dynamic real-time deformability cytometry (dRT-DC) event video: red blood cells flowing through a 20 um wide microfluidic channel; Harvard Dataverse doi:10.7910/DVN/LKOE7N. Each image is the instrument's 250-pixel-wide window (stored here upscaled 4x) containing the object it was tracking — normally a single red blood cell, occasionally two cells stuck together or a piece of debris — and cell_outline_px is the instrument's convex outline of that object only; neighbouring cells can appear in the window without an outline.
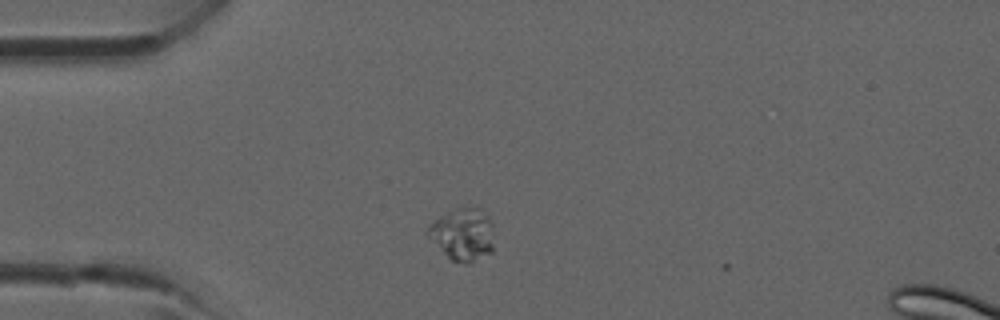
{"species": "common noctule bat (a hibernating species)", "species_latin": "Nyctalus noctula", "temperature_condition": "room temperature", "stored_images_in_passage": 7, "camera_frame_rate_fps": 3000, "um_per_image_px": 0.085, "animal": {"sex": "male", "forearm_length_mm": 52.5}, "frame": {"image": 1, "passage_image": 2, "time_ms": 0.333, "image_size_px": [1000, 320], "cell_outline_px": [[492, 252], [472, 264], [468, 264], [452, 260], [428, 236], [428, 224], [440, 216], [460, 208], [480, 208], [488, 216], [492, 224]], "centroid_in_image_um": [39.36, 19.94], "position_along_channel_um": 45.6, "area_um2": 19.83}}
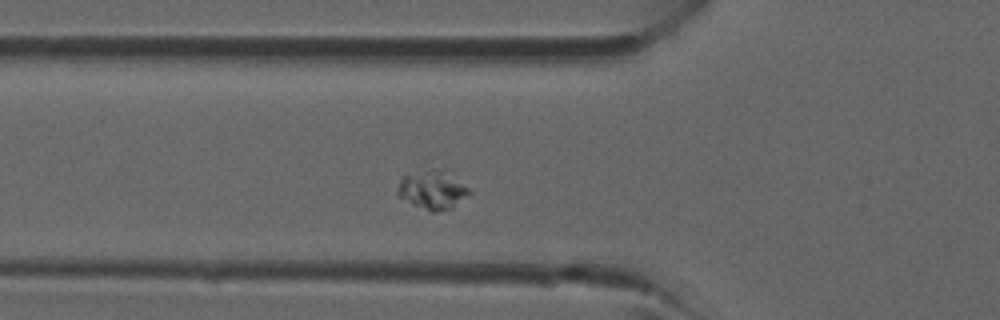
{"frame": {"image": 2, "passage_image": 6, "time_ms": 1.667, "image_size_px": [1000, 320], "cell_outline_px": [[472, 192], [452, 208], [436, 212], [432, 212], [396, 196], [396, 192], [400, 180], [404, 176], [432, 168], [444, 168], [468, 188]], "centroid_in_image_um": [36.76, 16.12], "position_along_channel_um": 89.0, "area_um2": 16.13}}